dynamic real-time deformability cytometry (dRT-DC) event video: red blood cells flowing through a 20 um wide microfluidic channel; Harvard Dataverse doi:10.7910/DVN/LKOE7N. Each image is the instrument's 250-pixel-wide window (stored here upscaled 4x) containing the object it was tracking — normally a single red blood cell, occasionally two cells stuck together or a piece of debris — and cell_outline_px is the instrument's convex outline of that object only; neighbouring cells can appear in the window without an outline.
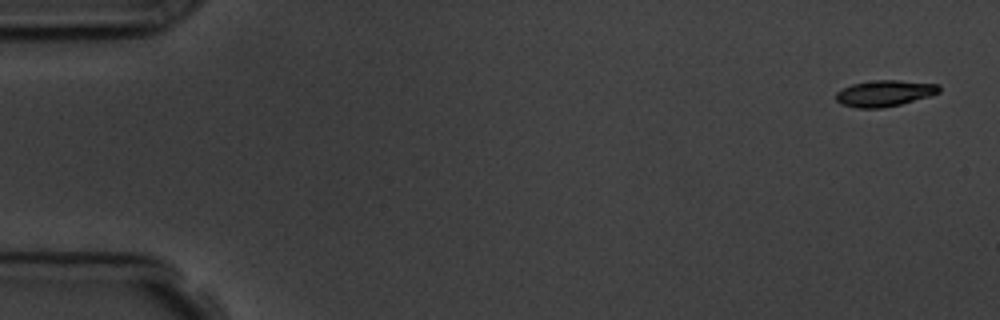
{"species": "common noctule bat (a hibernating species)", "species_latin": "Nyctalus noctula", "temperature_condition": "room temperature", "stored_images_in_passage": 6, "camera_frame_rate_fps": 3000, "um_per_image_px": 0.085, "animal": {"sex": "male", "body_mass_g": 19.5, "forearm_length_mm": 54.6}, "frame": {"image": 1, "passage_image": 1, "time_ms": 0.0, "image_size_px": [1000, 320], "cell_outline_px": [[940, 92], [928, 96], [900, 104], [880, 108], [856, 108], [840, 104], [836, 100], [836, 92], [852, 84], [876, 80], [900, 80], [940, 84]], "centroid_in_image_um": [75.18, 7.93], "position_along_channel_um": 9.8, "area_um2": 15.66}}
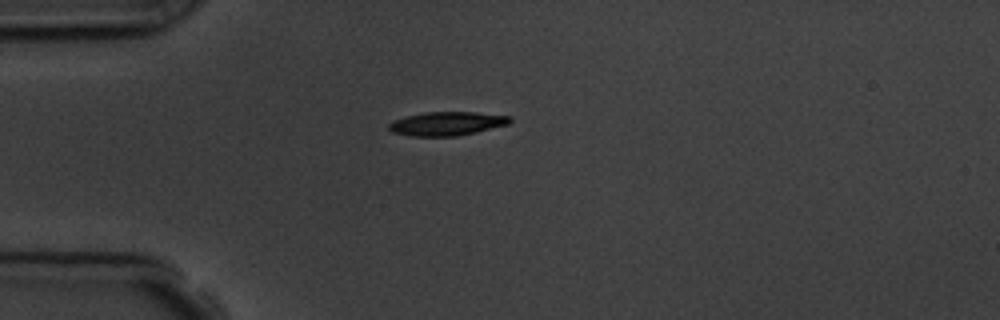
{"frame": {"image": 2, "passage_image": 4, "time_ms": 4.333, "image_size_px": [1000, 320], "cell_outline_px": [[512, 120], [508, 124], [476, 132], [456, 136], [412, 136], [392, 132], [388, 128], [388, 124], [392, 120], [424, 112], [476, 112], [512, 116]], "centroid_in_image_um": [37.99, 10.5], "position_along_channel_um": 47.0, "area_um2": 16.76}}
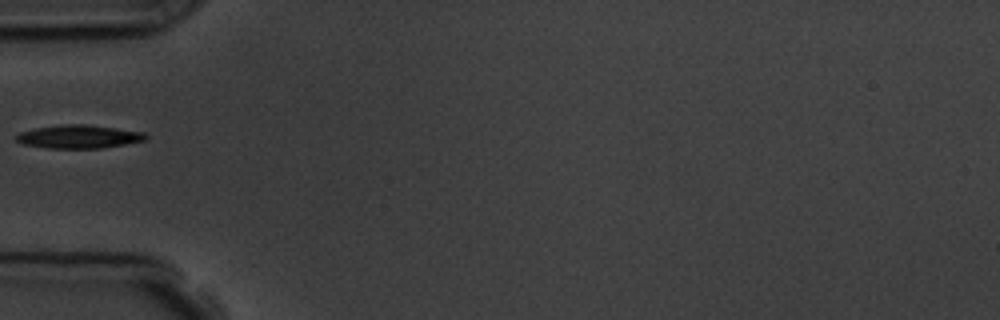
{"frame": {"image": 3, "passage_image": 5, "time_ms": 5.667, "image_size_px": [1000, 320], "cell_outline_px": [[148, 136], [144, 140], [124, 144], [100, 148], [48, 148], [24, 144], [16, 140], [16, 136], [20, 132], [36, 128], [60, 124], [84, 124], [116, 128], [144, 132]], "centroid_in_image_um": [6.69, 11.61], "position_along_channel_um": 78.3, "area_um2": 17.4}}